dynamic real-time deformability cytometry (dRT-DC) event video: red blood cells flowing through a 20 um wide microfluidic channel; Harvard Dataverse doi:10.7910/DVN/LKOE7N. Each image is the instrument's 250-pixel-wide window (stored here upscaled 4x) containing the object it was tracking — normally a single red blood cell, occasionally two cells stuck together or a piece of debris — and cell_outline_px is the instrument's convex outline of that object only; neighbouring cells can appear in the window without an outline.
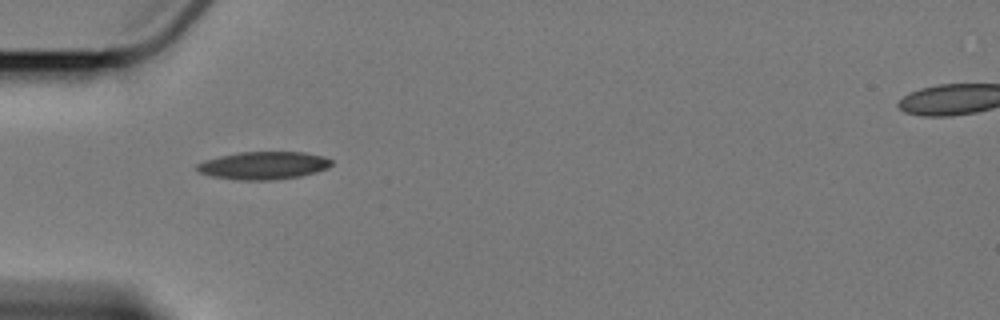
{"species": "Egyptian fruit bat (a non-hibernating species)", "species_latin": "Rousettus aegyptiacus", "temperature_condition": "cold", "stored_images_in_passage": 6, "camera_frame_rate_fps": 3000, "um_per_image_px": 0.085, "animal": {"sex": "female"}, "frame": {"image": 1, "passage_image": 5, "time_ms": 6.0, "image_size_px": [1000, 320], "cell_outline_px": [[332, 164], [328, 168], [316, 172], [300, 176], [272, 180], [236, 180], [212, 176], [196, 172], [196, 164], [204, 160], [220, 156], [240, 152], [304, 152], [324, 156], [332, 160]], "centroid_in_image_um": [22.38, 14.07], "position_along_channel_um": 62.6, "area_um2": 21.91}}
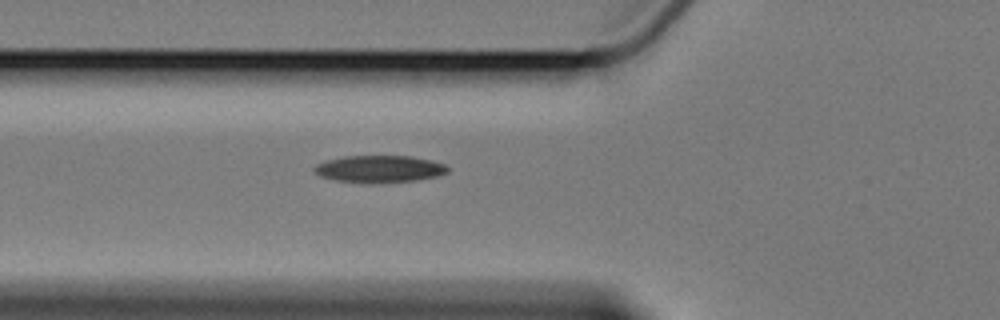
{"frame": {"image": 2, "passage_image": 6, "time_ms": 7.0, "image_size_px": [1000, 320], "cell_outline_px": [[448, 172], [436, 176], [416, 180], [336, 180], [320, 176], [312, 168], [316, 164], [324, 160], [344, 156], [412, 156], [432, 160], [444, 164], [448, 168]], "centroid_in_image_um": [32.25, 14.3], "position_along_channel_um": 93.6, "area_um2": 20.06}}